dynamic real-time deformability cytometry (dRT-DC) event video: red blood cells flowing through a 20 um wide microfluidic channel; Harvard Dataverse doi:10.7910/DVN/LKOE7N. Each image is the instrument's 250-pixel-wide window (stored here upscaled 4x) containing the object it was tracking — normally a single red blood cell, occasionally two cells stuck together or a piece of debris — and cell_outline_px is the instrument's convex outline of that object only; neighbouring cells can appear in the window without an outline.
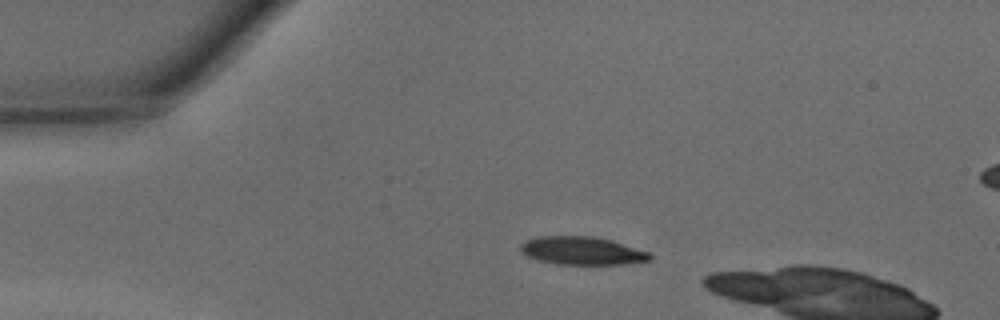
{"species": "common noctule bat (a hibernating species)", "species_latin": "Nyctalus noctula", "temperature_condition": "warm", "stored_images_in_passage": 32, "camera_frame_rate_fps": 3000, "um_per_image_px": 0.085, "animal": {"sex": "male", "body_mass_g": 15.6}, "frame": {"image": 1, "passage_image": 1, "time_ms": 0.0, "image_size_px": [1000, 320], "cell_outline_px": [[652, 260], [620, 264], [556, 264], [536, 260], [520, 252], [520, 244], [524, 240], [540, 236], [592, 236], [612, 240], [652, 252]], "centroid_in_image_um": [49.48, 21.31], "position_along_channel_um": 35.5, "area_um2": 21.44}}
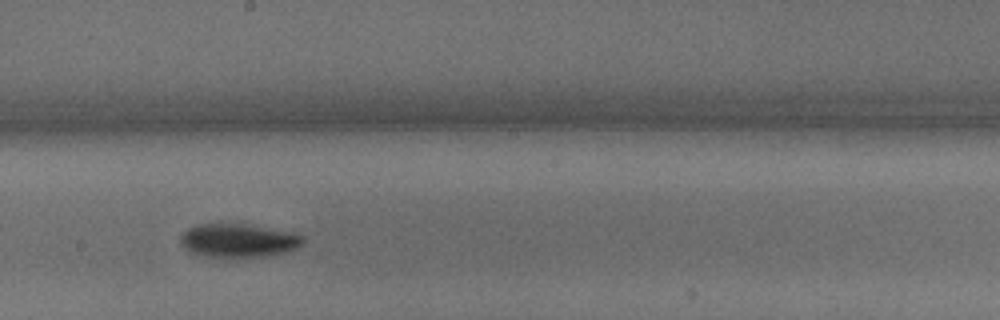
{"frame": {"image": 2, "passage_image": 17, "time_ms": 5.333, "image_size_px": [1000, 320], "cell_outline_px": [[304, 244], [296, 248], [284, 252], [268, 256], [224, 260], [188, 252], [184, 248], [180, 240], [180, 236], [188, 228], [196, 224], [244, 224], [296, 232], [304, 236]], "centroid_in_image_um": [20.27, 20.48], "position_along_channel_um": 227.9, "area_um2": 24.8}}
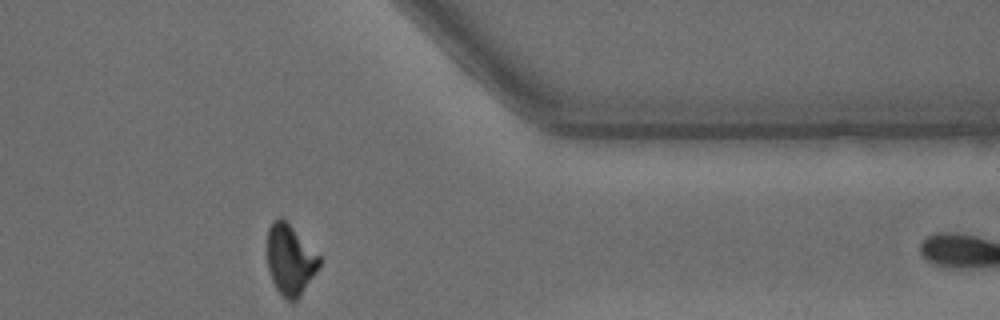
{"frame": {"image": 3, "passage_image": 29, "time_ms": 9.333, "image_size_px": [1000, 320], "cell_outline_px": [[320, 268], [300, 296], [292, 304], [284, 300], [280, 296], [272, 280], [268, 268], [268, 228], [272, 220], [280, 216], [320, 256]], "centroid_in_image_um": [24.66, 22.15], "position_along_channel_um": 386.7, "area_um2": 21.44}, "authors_computed_cell_mechanics": {"area_um2": 23.3223, "velocity_mm_per_s": 4.3337, "shape_relaxation_time_tau1_ms": 2.2864, "shape_relaxation_time_tau2_ms": null, "deformation_change_tau1": 0.1317, "deformation_change_tau2": null}}